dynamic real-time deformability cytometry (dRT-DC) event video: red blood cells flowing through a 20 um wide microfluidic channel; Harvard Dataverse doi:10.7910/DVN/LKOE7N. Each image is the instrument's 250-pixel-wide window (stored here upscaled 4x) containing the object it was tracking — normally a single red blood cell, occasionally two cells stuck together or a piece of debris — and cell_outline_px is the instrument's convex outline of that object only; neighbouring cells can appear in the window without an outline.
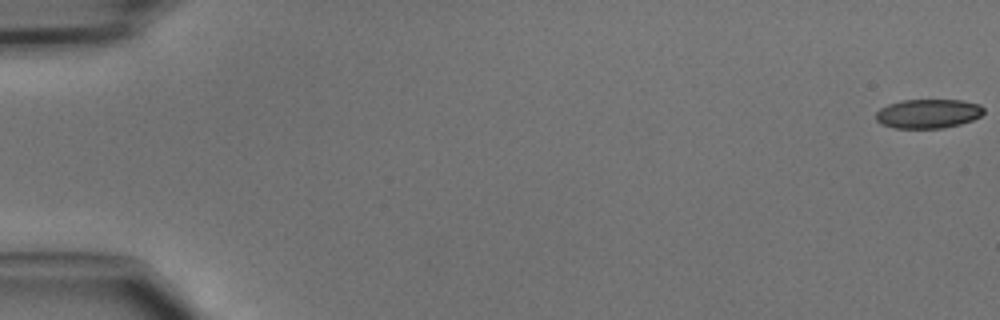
{"species": "common noctule bat (a hibernating species)", "species_latin": "Nyctalus noctula", "temperature_condition": "cold", "stored_images_in_passage": 48, "camera_frame_rate_fps": 3000, "um_per_image_px": 0.085, "animal": {"sex": "male", "body_mass_g": 15.6}, "frame": {"image": 1, "passage_image": 1, "time_ms": 0.0, "image_size_px": [1000, 320], "cell_outline_px": [[984, 112], [980, 116], [972, 120], [960, 124], [944, 128], [896, 128], [880, 124], [876, 120], [876, 112], [880, 108], [888, 104], [900, 100], [960, 100], [980, 104], [984, 108]], "centroid_in_image_um": [78.88, 9.66], "position_along_channel_um": 6.1, "area_um2": 18.44}}
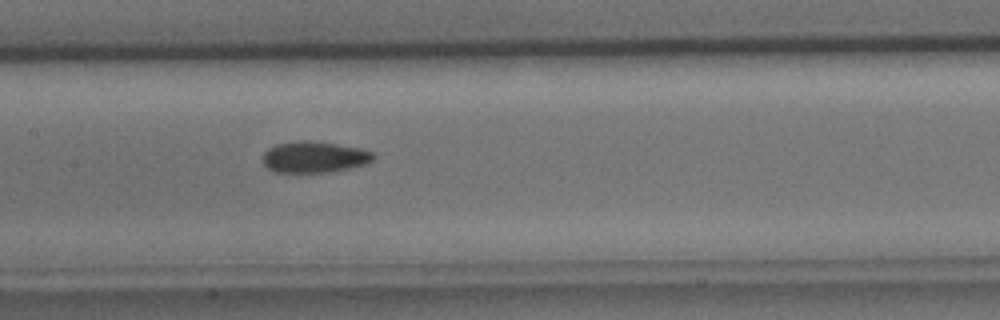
{"frame": {"image": 2, "passage_image": 24, "time_ms": 7.667, "image_size_px": [1000, 320], "cell_outline_px": [[376, 156], [372, 160], [364, 164], [348, 168], [328, 172], [276, 172], [268, 168], [264, 164], [264, 152], [268, 148], [276, 144], [300, 140], [312, 140], [360, 148], [372, 152]], "centroid_in_image_um": [26.7, 13.33], "position_along_channel_um": 180.7, "area_um2": 20.0}}
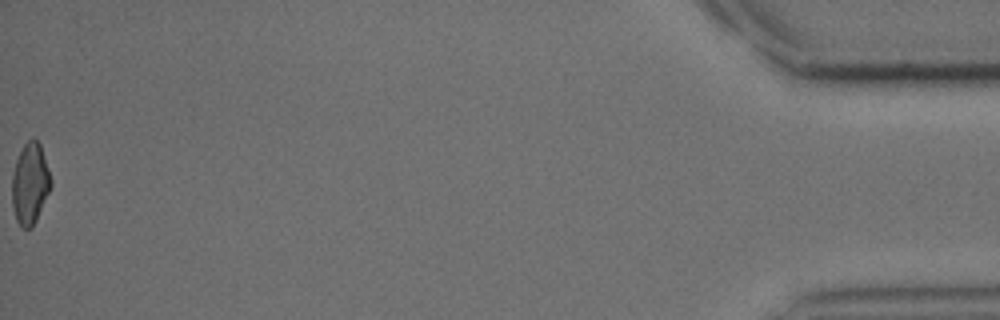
{"frame": {"image": 3, "passage_image": 48, "time_ms": 15.667, "image_size_px": [1000, 320], "cell_outline_px": [[52, 188], [32, 228], [24, 228], [16, 220], [12, 204], [12, 172], [16, 160], [24, 144], [32, 136], [40, 144], [52, 180]], "centroid_in_image_um": [2.56, 15.6], "position_along_channel_um": 432.6, "area_um2": 18.5}}